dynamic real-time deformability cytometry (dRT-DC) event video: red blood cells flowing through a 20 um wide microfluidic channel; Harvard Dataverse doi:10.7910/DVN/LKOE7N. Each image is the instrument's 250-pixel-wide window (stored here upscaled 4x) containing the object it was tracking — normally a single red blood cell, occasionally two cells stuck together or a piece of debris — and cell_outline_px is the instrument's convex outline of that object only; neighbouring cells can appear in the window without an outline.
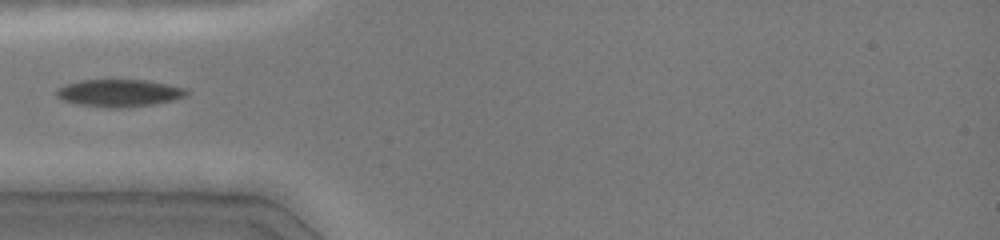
{"species": "common noctule bat (a hibernating species)", "species_latin": "Nyctalus noctula", "temperature_condition": "cold", "stored_images_in_passage": 33, "camera_frame_rate_fps": 3000, "um_per_image_px": 0.085, "animal": {"sex": "female", "body_mass_g": 19.0, "forearm_length_mm": 51.5}, "frame": {"image": 1, "passage_image": 1, "time_ms": 0.0, "image_size_px": [1000, 240], "cell_outline_px": [[188, 96], [172, 100], [152, 104], [116, 108], [108, 108], [80, 104], [64, 100], [56, 96], [56, 88], [80, 80], [148, 80], [188, 88]], "centroid_in_image_um": [10.17, 7.89], "position_along_channel_um": 74.8, "area_um2": 20.63}}
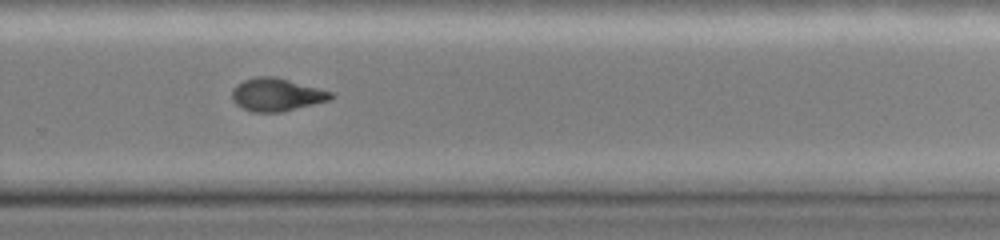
{"frame": {"image": 2, "passage_image": 18, "time_ms": 5.667, "image_size_px": [1000, 240], "cell_outline_px": [[336, 96], [328, 100], [284, 112], [252, 112], [236, 104], [232, 100], [232, 88], [236, 84], [244, 80], [256, 76], [276, 76], [332, 92]], "centroid_in_image_um": [23.49, 8.04], "position_along_channel_um": 306.3, "area_um2": 19.02}}
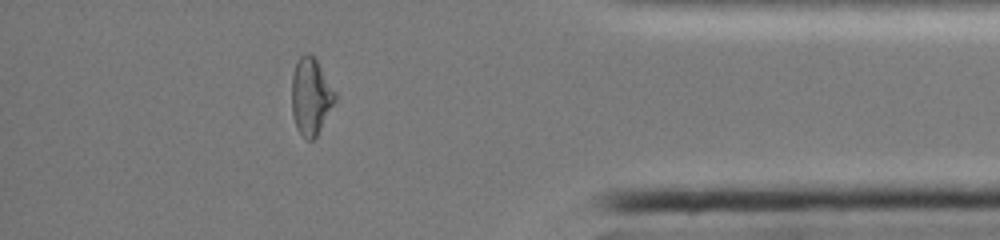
{"frame": {"image": 3, "passage_image": 27, "time_ms": 8.667, "image_size_px": [1000, 240], "cell_outline_px": [[336, 100], [316, 136], [312, 140], [308, 140], [296, 128], [292, 116], [292, 76], [296, 64], [300, 56], [304, 52], [308, 52], [316, 60], [336, 92]], "centroid_in_image_um": [26.41, 8.18], "position_along_channel_um": 408.8, "area_um2": 19.19}}